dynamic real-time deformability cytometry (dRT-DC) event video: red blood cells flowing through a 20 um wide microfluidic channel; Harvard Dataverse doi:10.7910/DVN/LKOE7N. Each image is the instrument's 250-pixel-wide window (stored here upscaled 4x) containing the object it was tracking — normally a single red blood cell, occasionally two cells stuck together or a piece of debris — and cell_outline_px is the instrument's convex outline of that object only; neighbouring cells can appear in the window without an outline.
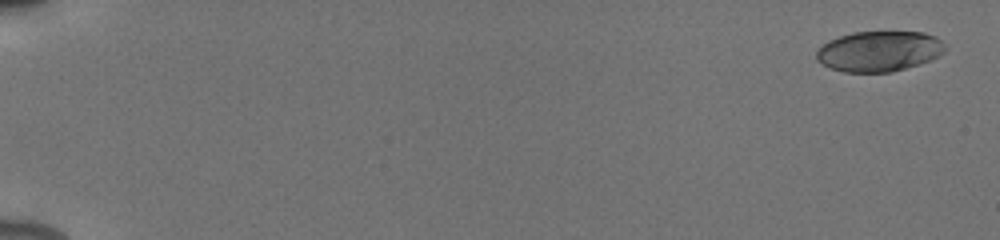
{"species": "human", "species_latin": "Homo sapiens", "temperature_condition": "cold", "stored_images_in_passage": 54, "camera_frame_rate_fps": 3000, "um_per_image_px": 0.085, "donor": {"sex": "male"}, "frame": {"image": 1, "passage_image": 1, "time_ms": 0.0, "image_size_px": [1000, 240], "cell_outline_px": [[948, 48], [944, 52], [932, 60], [892, 72], [844, 72], [832, 68], [816, 60], [816, 52], [828, 40], [852, 32], [924, 32], [936, 36]], "centroid_in_image_um": [74.76, 4.35], "position_along_channel_um": 10.2, "area_um2": 30.35}}
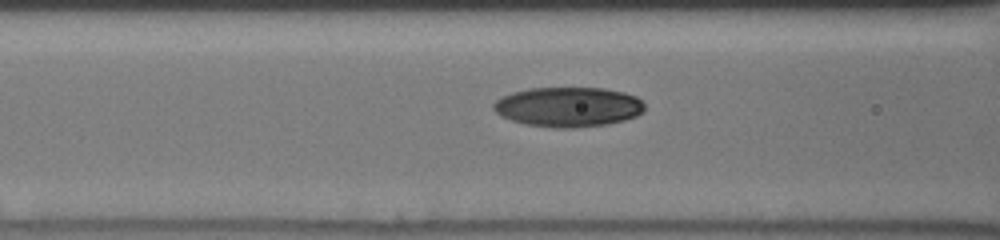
{"frame": {"image": 2, "passage_image": 24, "time_ms": 7.667, "image_size_px": [1000, 240], "cell_outline_px": [[644, 112], [636, 116], [624, 120], [608, 124], [572, 128], [556, 128], [524, 124], [500, 116], [492, 108], [492, 104], [496, 100], [512, 92], [528, 88], [604, 88], [624, 92], [636, 96], [644, 104]], "centroid_in_image_um": [48.3, 9.09], "position_along_channel_um": 118.3, "area_um2": 35.2}}
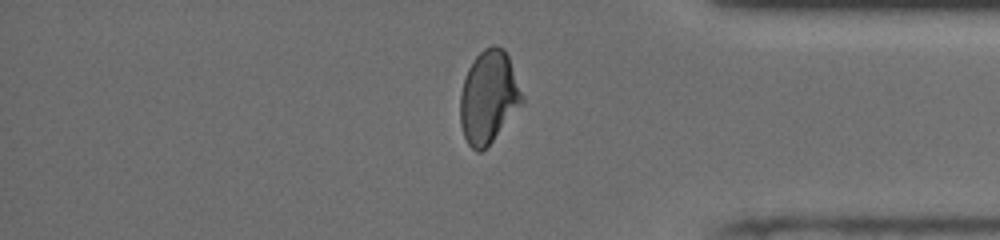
{"frame": {"image": 3, "passage_image": 46, "time_ms": 15.0, "image_size_px": [1000, 240], "cell_outline_px": [[524, 104], [492, 140], [480, 152], [476, 152], [468, 144], [464, 136], [460, 124], [460, 92], [468, 68], [472, 60], [484, 48], [492, 44], [496, 44], [504, 48], [508, 56], [524, 96]], "centroid_in_image_um": [41.54, 8.22], "position_along_channel_um": 393.7, "area_um2": 33.58}, "authors_computed_cell_mechanics": {"area_um2": 32.9171, "velocity_mm_per_s": 3.9233, "shape_relaxation_time_tau1_ms": 5.4626, "shape_relaxation_time_tau2_ms": 2.0139, "deformation_change_tau1": 0.1917, "deformation_change_tau2": 0.0437}}